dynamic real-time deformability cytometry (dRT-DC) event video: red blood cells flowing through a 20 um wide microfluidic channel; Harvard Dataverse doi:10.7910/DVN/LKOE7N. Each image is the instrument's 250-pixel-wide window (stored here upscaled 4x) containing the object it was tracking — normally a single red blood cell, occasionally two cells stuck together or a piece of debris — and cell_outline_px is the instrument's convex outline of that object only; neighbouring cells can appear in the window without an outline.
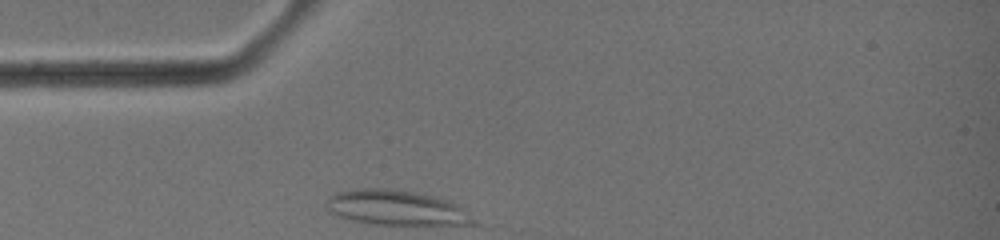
{"species": "common noctule bat (a hibernating species)", "species_latin": "Nyctalus noctula", "temperature_condition": "warm", "stored_images_in_passage": 4, "camera_frame_rate_fps": 3000, "um_per_image_px": 0.085, "animal": {"sex": "female", "body_mass_g": 19.0, "forearm_length_mm": 51.5}, "frame": {"image": 1, "passage_image": 1, "time_ms": 0.0, "image_size_px": [1000, 240], "cell_outline_px": [[476, 224], [376, 224], [352, 220], [340, 216], [332, 212], [324, 204], [328, 196], [332, 192], [360, 188], [388, 188], [416, 192], [448, 200], [456, 204], [476, 220]], "centroid_in_image_um": [33.62, 17.63], "position_along_channel_um": 51.4, "area_um2": 29.71}}